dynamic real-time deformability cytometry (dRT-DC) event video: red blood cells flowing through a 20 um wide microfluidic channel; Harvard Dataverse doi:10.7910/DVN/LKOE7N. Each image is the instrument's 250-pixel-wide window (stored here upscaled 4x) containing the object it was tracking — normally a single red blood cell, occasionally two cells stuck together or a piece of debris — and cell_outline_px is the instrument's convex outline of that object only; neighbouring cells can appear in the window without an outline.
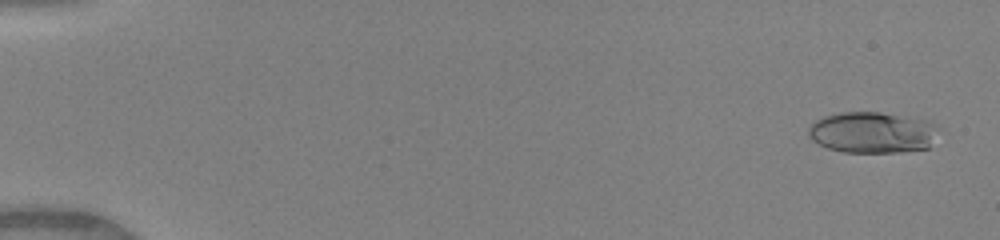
{"species": "human", "species_latin": "Homo sapiens", "temperature_condition": "warm", "stored_images_in_passage": 39, "camera_frame_rate_fps": 3000, "um_per_image_px": 0.085, "donor": {"sex": "female"}, "frame": {"image": 1, "passage_image": 1, "time_ms": 0.0, "image_size_px": [1000, 240], "cell_outline_px": [[932, 124], [928, 148], [900, 152], [844, 152], [828, 148], [812, 140], [808, 136], [808, 128], [816, 120], [824, 116], [840, 112], [880, 112], [928, 120]], "centroid_in_image_um": [74.02, 11.25], "position_along_channel_um": 11.0, "area_um2": 30.46}}
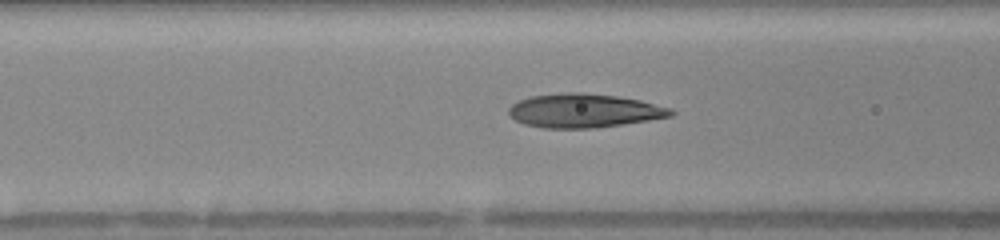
{"frame": {"image": 2, "passage_image": 15, "time_ms": 4.667, "image_size_px": [1000, 240], "cell_outline_px": [[676, 112], [672, 116], [624, 124], [596, 128], [544, 128], [524, 124], [508, 116], [508, 108], [512, 104], [520, 100], [532, 96], [568, 92], [580, 92], [616, 96], [640, 100], [672, 108]], "centroid_in_image_um": [49.65, 9.41], "position_along_channel_um": 117.0, "area_um2": 32.02}}
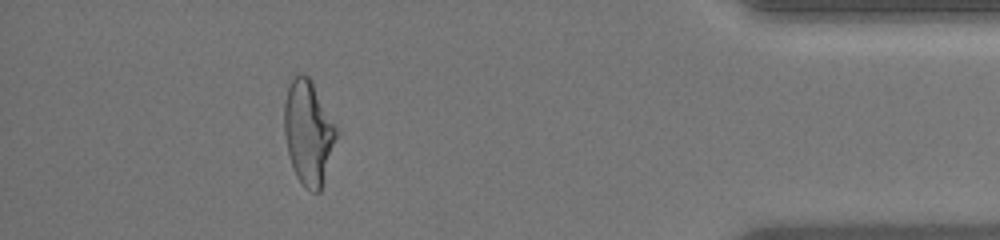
{"frame": {"image": 3, "passage_image": 35, "time_ms": 11.333, "image_size_px": [1000, 240], "cell_outline_px": [[340, 132], [320, 192], [312, 192], [304, 188], [296, 176], [292, 168], [288, 152], [284, 132], [284, 104], [288, 88], [292, 80], [300, 72], [308, 76], [312, 80], [340, 128]], "centroid_in_image_um": [26.26, 11.26], "position_along_channel_um": 408.9, "area_um2": 32.54}, "authors_computed_cell_mechanics": {"area_um2": 30.9808, "velocity_mm_per_s": 4.2245, "shape_relaxation_time_tau1_ms": 7.9046, "shape_relaxation_time_tau2_ms": 1.2161, "deformation_change_tau1": 0.3017, "deformation_change_tau2": 0.0852}}